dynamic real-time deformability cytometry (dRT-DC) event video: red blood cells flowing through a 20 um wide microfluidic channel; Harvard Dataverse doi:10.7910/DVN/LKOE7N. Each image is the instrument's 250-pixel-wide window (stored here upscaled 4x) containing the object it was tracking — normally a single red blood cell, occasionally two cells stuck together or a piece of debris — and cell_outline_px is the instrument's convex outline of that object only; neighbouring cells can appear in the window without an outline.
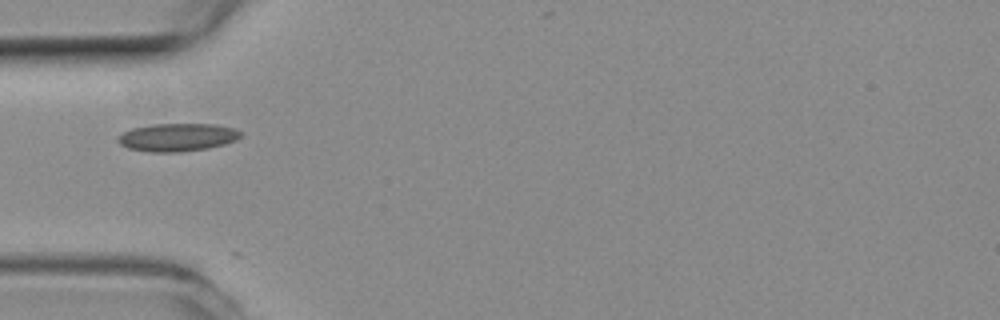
{"species": "common noctule bat (a hibernating species)", "species_latin": "Nyctalus noctula", "temperature_condition": "room temperature", "stored_images_in_passage": 7, "camera_frame_rate_fps": 3000, "um_per_image_px": 0.085, "animal": {"sex": "female", "body_mass_g": 19.3, "forearm_length_mm": 54.1}, "frame": {"image": 1, "passage_image": 1, "time_ms": 0.0, "image_size_px": [1000, 320], "cell_outline_px": [[240, 136], [236, 140], [224, 144], [208, 148], [180, 152], [148, 152], [128, 148], [120, 144], [116, 140], [124, 132], [132, 128], [152, 124], [216, 124], [232, 128], [240, 132]], "centroid_in_image_um": [15.05, 11.67], "position_along_channel_um": 69.9, "area_um2": 19.88}}
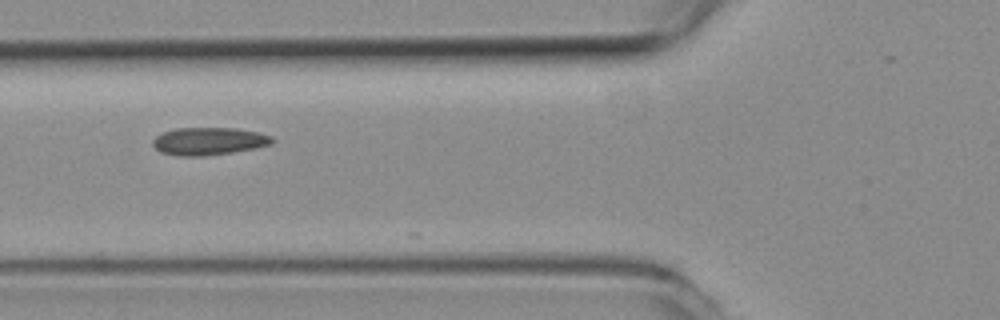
{"frame": {"image": 2, "passage_image": 4, "time_ms": 1.0, "image_size_px": [1000, 320], "cell_outline_px": [[276, 140], [272, 144], [256, 148], [232, 152], [200, 156], [180, 156], [160, 152], [152, 144], [152, 140], [156, 136], [164, 132], [176, 128], [236, 128], [260, 132], [272, 136]], "centroid_in_image_um": [17.79, 11.99], "position_along_channel_um": 108.0, "area_um2": 19.31}}